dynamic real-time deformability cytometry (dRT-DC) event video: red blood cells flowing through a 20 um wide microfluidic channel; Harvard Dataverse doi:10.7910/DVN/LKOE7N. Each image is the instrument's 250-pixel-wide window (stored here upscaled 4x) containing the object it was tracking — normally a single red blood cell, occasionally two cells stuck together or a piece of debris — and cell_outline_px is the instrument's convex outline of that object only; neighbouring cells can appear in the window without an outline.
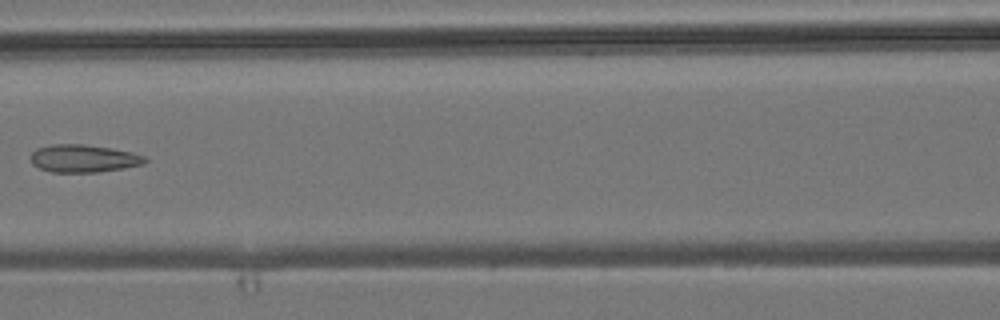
{"species": "common noctule bat (a hibernating species)", "species_latin": "Nyctalus noctula", "temperature_condition": "room temperature", "stored_images_in_passage": 7, "camera_frame_rate_fps": 3000, "um_per_image_px": 0.085, "animal": {"sex": "male", "body_mass_g": 19.2, "forearm_length_mm": 51.8}, "frame": {"image": 1, "passage_image": 7, "time_ms": 7.0, "image_size_px": [1000, 320], "cell_outline_px": [[148, 160], [144, 164], [124, 168], [96, 172], [52, 172], [40, 168], [32, 164], [32, 152], [36, 148], [52, 144], [84, 144], [112, 148], [132, 152], [144, 156]], "centroid_in_image_um": [7.12, 13.46], "position_along_channel_um": 159.5, "area_um2": 18.44}}